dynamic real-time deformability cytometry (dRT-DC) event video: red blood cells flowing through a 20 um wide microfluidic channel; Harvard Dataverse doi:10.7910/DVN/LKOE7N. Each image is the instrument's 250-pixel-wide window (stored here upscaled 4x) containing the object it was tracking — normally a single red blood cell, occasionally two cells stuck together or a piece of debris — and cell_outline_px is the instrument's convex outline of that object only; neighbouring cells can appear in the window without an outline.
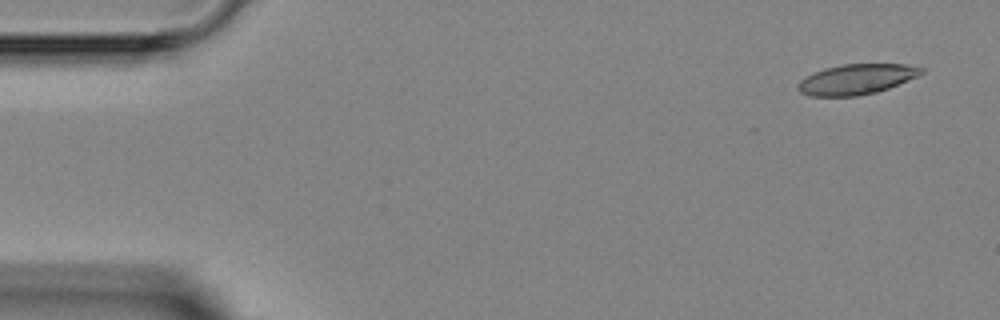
{"species": "Egyptian fruit bat (a non-hibernating species)", "species_latin": "Rousettus aegyptiacus", "temperature_condition": "room temperature", "stored_images_in_passage": 3, "segment_of_instrument_passage": [2, 2], "camera_frame_rate_fps": 3000, "um_per_image_px": 0.085, "animal": {"sex": "female"}, "frame": {"image": 1, "passage_image": 3, "time_ms": 2.333, "image_size_px": [1000, 320], "cell_outline_px": [[924, 72], [920, 76], [888, 88], [876, 92], [856, 96], [808, 96], [800, 92], [796, 88], [796, 84], [800, 80], [812, 72], [824, 68], [840, 64], [904, 64], [924, 68]], "centroid_in_image_um": [72.77, 6.73], "position_along_channel_um": 12.2, "area_um2": 22.02}}